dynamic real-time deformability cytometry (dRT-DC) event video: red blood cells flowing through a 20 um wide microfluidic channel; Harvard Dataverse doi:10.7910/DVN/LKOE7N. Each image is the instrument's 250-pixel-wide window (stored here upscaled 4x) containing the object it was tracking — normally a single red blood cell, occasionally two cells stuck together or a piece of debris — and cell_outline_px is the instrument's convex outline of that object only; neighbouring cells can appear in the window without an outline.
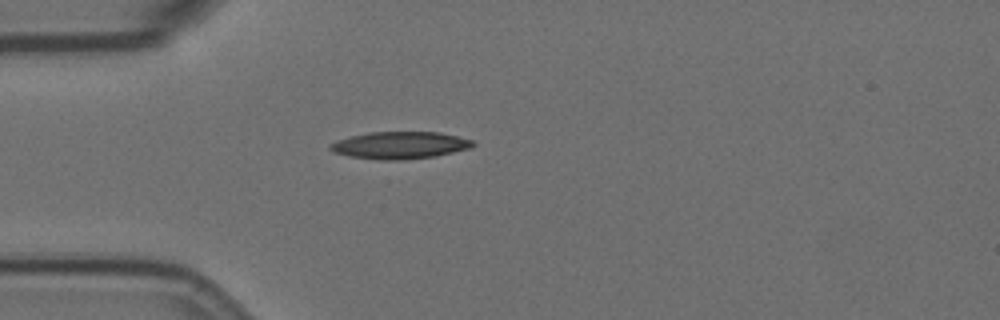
{"species": "Egyptian fruit bat (a non-hibernating species)", "species_latin": "Rousettus aegyptiacus", "temperature_condition": "room temperature", "stored_images_in_passage": 42, "camera_frame_rate_fps": 3000, "um_per_image_px": 0.085, "animal": {"sex": "female"}, "frame": {"image": 1, "passage_image": 1, "time_ms": 0.0, "image_size_px": [1000, 320], "cell_outline_px": [[476, 144], [472, 148], [436, 156], [404, 160], [380, 160], [348, 156], [332, 152], [328, 148], [328, 144], [352, 136], [368, 132], [440, 132], [472, 140]], "centroid_in_image_um": [34.0, 12.35], "position_along_channel_um": 51.0, "area_um2": 22.72}}
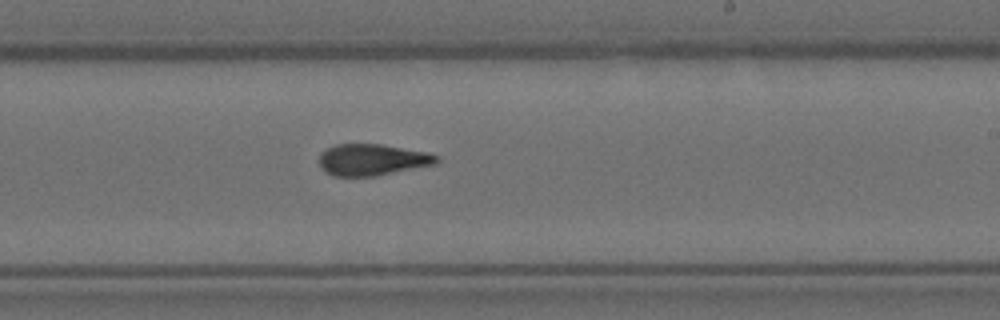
{"frame": {"image": 2, "passage_image": 19, "time_ms": 6.0, "image_size_px": [1000, 320], "cell_outline_px": [[440, 160], [436, 164], [372, 176], [332, 176], [324, 172], [320, 168], [320, 152], [324, 148], [336, 144], [380, 144], [428, 152], [440, 156]], "centroid_in_image_um": [31.61, 13.57], "position_along_channel_um": 257.4, "area_um2": 21.68}}
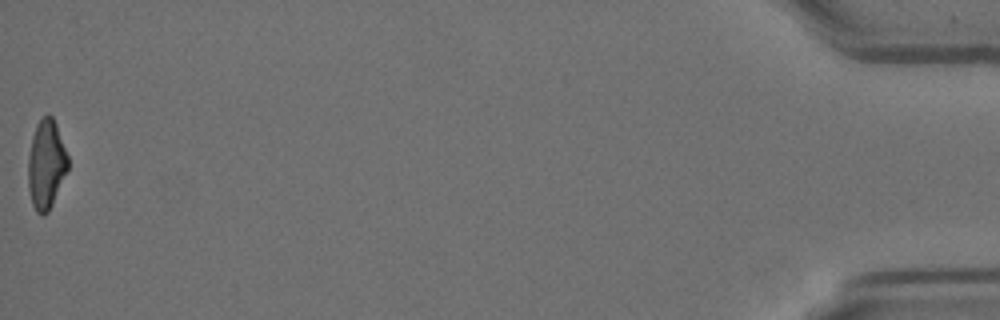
{"frame": {"image": 3, "passage_image": 42, "time_ms": 13.667, "image_size_px": [1000, 320], "cell_outline_px": [[68, 168], [52, 204], [48, 212], [44, 216], [40, 216], [36, 212], [32, 204], [28, 188], [28, 156], [32, 136], [36, 124], [44, 116], [52, 116], [56, 124], [68, 156]], "centroid_in_image_um": [3.91, 14.0], "position_along_channel_um": 431.3, "area_um2": 20.58}, "authors_computed_cell_mechanics": {"area_um2": 21.8195, "velocity_mm_per_s": 3.5863, "shape_relaxation_time_tau1_ms": 6.1171, "shape_relaxation_time_tau2_ms": 2.3681, "deformation_change_tau1": 0.209, "deformation_change_tau2": 0.1161}}